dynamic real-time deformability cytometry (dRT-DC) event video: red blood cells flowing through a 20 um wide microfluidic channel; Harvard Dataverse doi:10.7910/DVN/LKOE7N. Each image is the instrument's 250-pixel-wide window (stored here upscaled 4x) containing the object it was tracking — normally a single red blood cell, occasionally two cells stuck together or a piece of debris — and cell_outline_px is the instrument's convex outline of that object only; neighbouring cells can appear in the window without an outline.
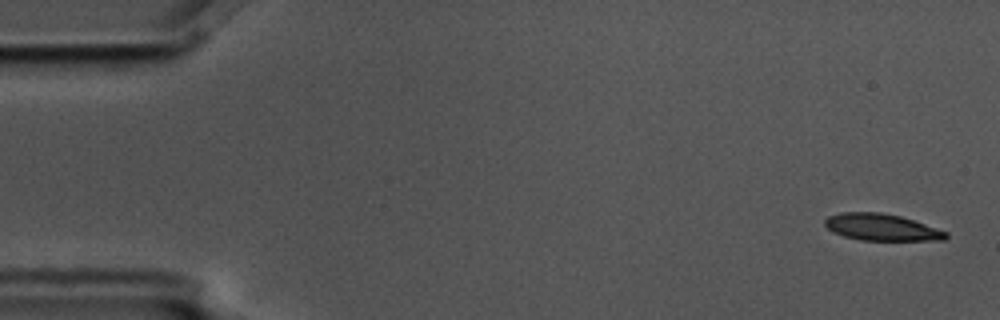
{"species": "common noctule bat (a hibernating species)", "species_latin": "Nyctalus noctula", "temperature_condition": "cold", "stored_images_in_passage": 5, "camera_frame_rate_fps": 3000, "um_per_image_px": 0.085, "animal": {"sex": "male", "body_mass_g": 17.5, "forearm_length_mm": 52.3}, "frame": {"image": 1, "passage_image": 1, "time_ms": 0.0, "image_size_px": [1000, 320], "cell_outline_px": [[948, 236], [944, 240], [860, 240], [844, 236], [832, 232], [824, 224], [824, 220], [828, 216], [840, 212], [880, 212], [900, 216], [948, 232]], "centroid_in_image_um": [74.89, 19.31], "position_along_channel_um": 10.1, "area_um2": 18.79}}
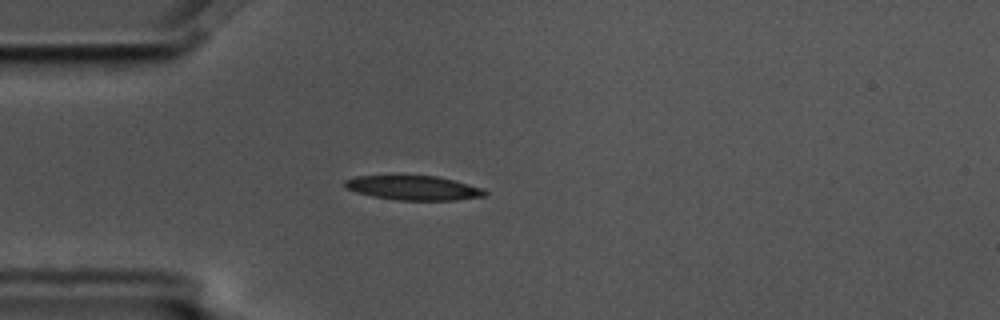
{"frame": {"image": 2, "passage_image": 5, "time_ms": 1.333, "image_size_px": [1000, 320], "cell_outline_px": [[488, 192], [484, 196], [456, 200], [396, 200], [372, 196], [356, 192], [344, 188], [344, 180], [356, 176], [436, 176], [484, 188]], "centroid_in_image_um": [35.13, 15.97], "position_along_channel_um": 49.9, "area_um2": 19.83}}